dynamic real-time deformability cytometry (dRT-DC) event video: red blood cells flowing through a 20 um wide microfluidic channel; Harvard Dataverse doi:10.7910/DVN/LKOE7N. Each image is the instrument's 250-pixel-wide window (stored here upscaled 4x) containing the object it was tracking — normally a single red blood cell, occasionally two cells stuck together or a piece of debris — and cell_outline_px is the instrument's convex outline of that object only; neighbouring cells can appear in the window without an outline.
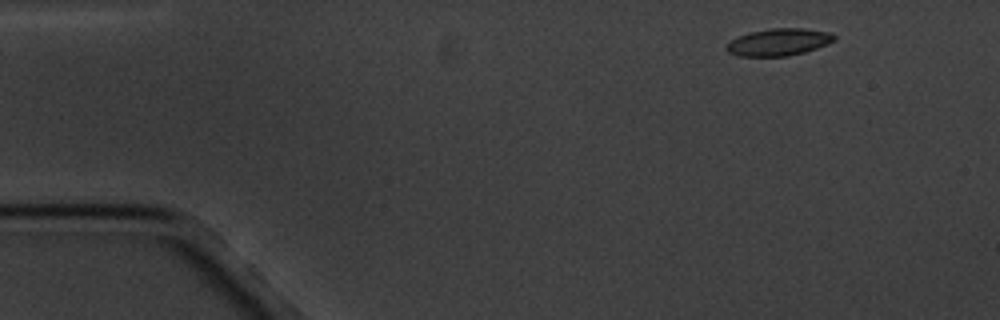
{"species": "common noctule bat (a hibernating species)", "species_latin": "Nyctalus noctula", "temperature_condition": "cold", "stored_images_in_passage": 4, "camera_frame_rate_fps": 3000, "um_per_image_px": 0.085, "animal": {"sex": "male", "body_mass_g": 20.1, "forearm_length_mm": 53.5}, "frame": {"image": 1, "passage_image": 1, "time_ms": 0.0, "image_size_px": [1000, 320], "cell_outline_px": [[836, 40], [816, 48], [804, 52], [788, 56], [740, 56], [728, 52], [724, 48], [732, 40], [740, 36], [752, 32], [772, 28], [804, 28], [828, 32], [836, 36]], "centroid_in_image_um": [66.21, 3.58], "position_along_channel_um": 18.8, "area_um2": 16.82}}
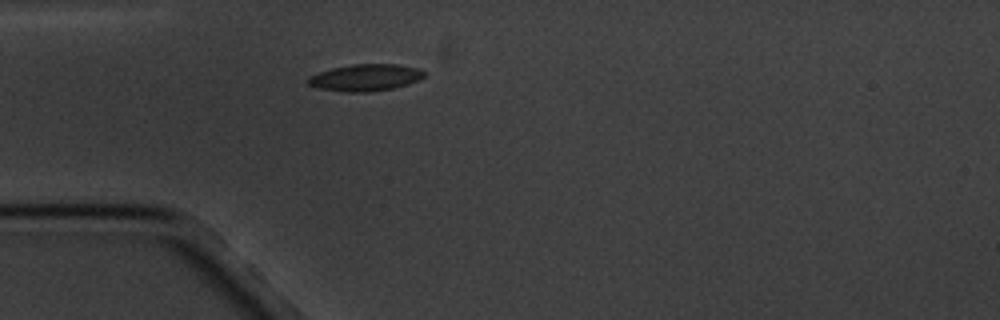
{"frame": {"image": 2, "passage_image": 4, "time_ms": 3.333, "image_size_px": [1000, 320], "cell_outline_px": [[428, 72], [420, 80], [408, 84], [392, 88], [368, 92], [348, 92], [320, 88], [308, 84], [308, 76], [332, 68], [352, 64], [396, 64], [420, 68]], "centroid_in_image_um": [31.12, 6.58], "position_along_channel_um": 53.9, "area_um2": 18.15}}